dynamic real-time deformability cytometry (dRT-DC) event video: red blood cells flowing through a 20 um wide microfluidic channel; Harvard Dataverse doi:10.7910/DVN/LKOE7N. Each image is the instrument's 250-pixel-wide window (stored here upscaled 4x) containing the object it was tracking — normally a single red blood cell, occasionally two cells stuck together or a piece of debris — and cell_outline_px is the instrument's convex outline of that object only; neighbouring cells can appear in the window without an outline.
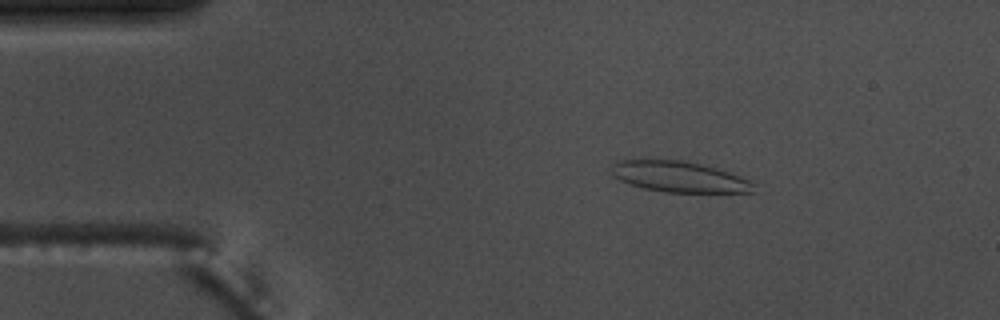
{"species": "common noctule bat (a hibernating species)", "species_latin": "Nyctalus noctula", "temperature_condition": "warm", "stored_images_in_passage": 55, "camera_frame_rate_fps": 3000, "um_per_image_px": 0.085, "animal": {"sex": "male", "body_mass_g": 17.5, "forearm_length_mm": 52.3}, "frame": {"image": 1, "passage_image": 9, "time_ms": 2.667, "image_size_px": [1000, 320], "cell_outline_px": [[756, 192], [664, 192], [644, 188], [620, 180], [612, 176], [608, 168], [612, 164], [620, 160], [680, 160], [700, 164], [716, 168], [740, 176], [748, 180], [752, 184]], "centroid_in_image_um": [57.67, 15.02], "position_along_channel_um": 27.3, "area_um2": 25.32}}
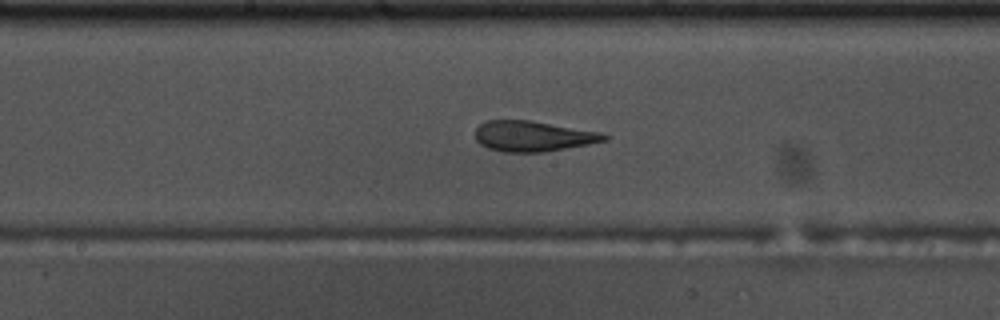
{"frame": {"image": 2, "passage_image": 28, "time_ms": 9.0, "image_size_px": [1000, 320], "cell_outline_px": [[608, 140], [588, 144], [544, 152], [504, 152], [488, 148], [480, 144], [476, 140], [476, 128], [480, 124], [488, 120], [532, 120], [600, 132], [608, 136]], "centroid_in_image_um": [45.3, 11.57], "position_along_channel_um": 202.9, "area_um2": 22.89}}
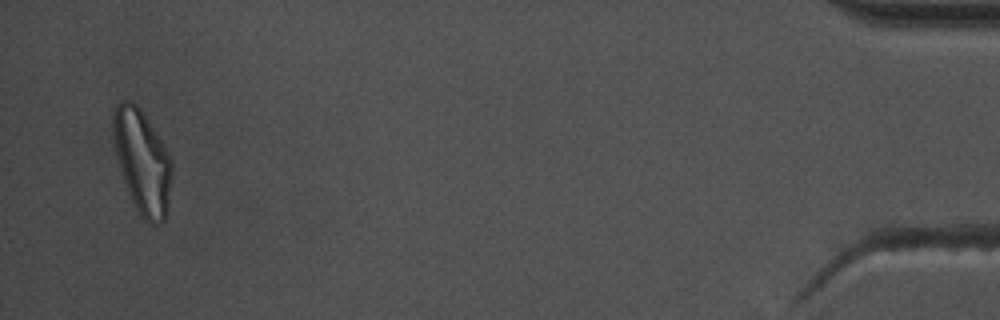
{"frame": {"image": 3, "passage_image": 53, "time_ms": 17.333, "image_size_px": [1000, 320], "cell_outline_px": [[172, 172], [168, 204], [164, 220], [156, 224], [148, 224], [140, 216], [132, 200], [116, 152], [112, 128], [112, 116], [116, 104], [120, 100], [132, 100], [140, 108], [160, 140], [172, 160]], "centroid_in_image_um": [12.1, 13.72], "position_along_channel_um": 423.1, "area_um2": 34.74}, "authors_computed_cell_mechanics": {"area_um2": 25.3164, "velocity_mm_per_s": 3.6952, "shape_relaxation_time_tau1_ms": 5.7489, "shape_relaxation_time_tau2_ms": 1.5332, "deformation_change_tau1": 0.2112, "deformation_change_tau2": 0.1194}}